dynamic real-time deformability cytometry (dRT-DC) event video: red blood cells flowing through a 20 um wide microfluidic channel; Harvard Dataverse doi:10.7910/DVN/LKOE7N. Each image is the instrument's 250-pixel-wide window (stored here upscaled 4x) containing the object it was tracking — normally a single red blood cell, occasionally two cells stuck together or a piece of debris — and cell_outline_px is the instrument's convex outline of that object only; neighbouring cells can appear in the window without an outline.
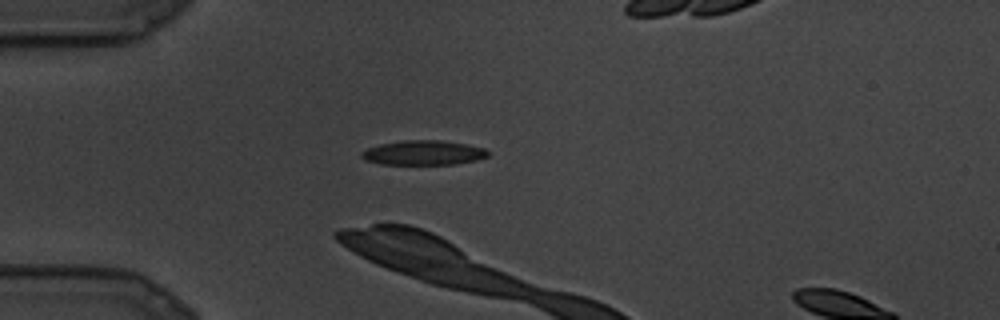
{"species": "common noctule bat (a hibernating species)", "species_latin": "Nyctalus noctula", "temperature_condition": "cold", "stored_images_in_passage": 5, "camera_frame_rate_fps": 3000, "um_per_image_px": 0.085, "animal": {"sex": "male", "body_mass_g": 19.5, "forearm_length_mm": 54.6}, "frame": {"image": 1, "passage_image": 3, "time_ms": 0.667, "image_size_px": [1000, 320], "cell_outline_px": [[488, 156], [476, 160], [456, 164], [380, 164], [364, 160], [360, 156], [360, 152], [368, 148], [380, 144], [404, 140], [440, 140], [468, 144], [484, 148], [488, 152]], "centroid_in_image_um": [35.97, 12.98], "position_along_channel_um": 49.0, "area_um2": 18.15}}